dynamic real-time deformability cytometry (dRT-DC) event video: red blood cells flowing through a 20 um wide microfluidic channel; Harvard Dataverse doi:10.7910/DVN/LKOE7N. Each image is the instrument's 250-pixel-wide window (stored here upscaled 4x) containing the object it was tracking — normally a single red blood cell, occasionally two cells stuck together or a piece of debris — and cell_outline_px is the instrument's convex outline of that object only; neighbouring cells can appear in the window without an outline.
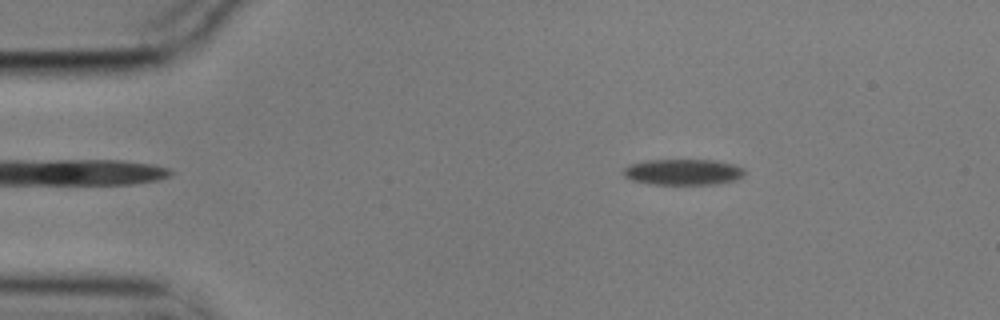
{"species": "common noctule bat (a hibernating species)", "species_latin": "Nyctalus noctula", "temperature_condition": "cold", "stored_images_in_passage": 58, "camera_frame_rate_fps": 3000, "um_per_image_px": 0.085, "animal": {"sex": "male", "body_mass_g": 17.9}, "frame": {"image": 1, "passage_image": 8, "time_ms": 2.333, "image_size_px": [1000, 320], "cell_outline_px": [[744, 176], [732, 180], [716, 184], [652, 184], [632, 180], [624, 176], [624, 168], [628, 164], [648, 160], [716, 160], [736, 164], [744, 168]], "centroid_in_image_um": [58.08, 14.61], "position_along_channel_um": 26.9, "area_um2": 18.32}}
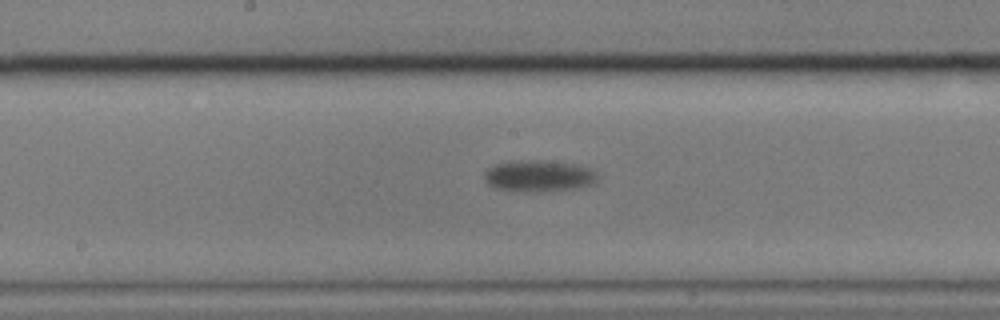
{"frame": {"image": 2, "passage_image": 29, "time_ms": 9.333, "image_size_px": [1000, 320], "cell_outline_px": [[600, 176], [596, 184], [580, 188], [536, 192], [496, 188], [488, 184], [484, 180], [484, 172], [488, 168], [496, 164], [512, 160], [544, 160], [576, 164], [592, 168]], "centroid_in_image_um": [45.87, 14.94], "position_along_channel_um": 202.3, "area_um2": 21.21}}
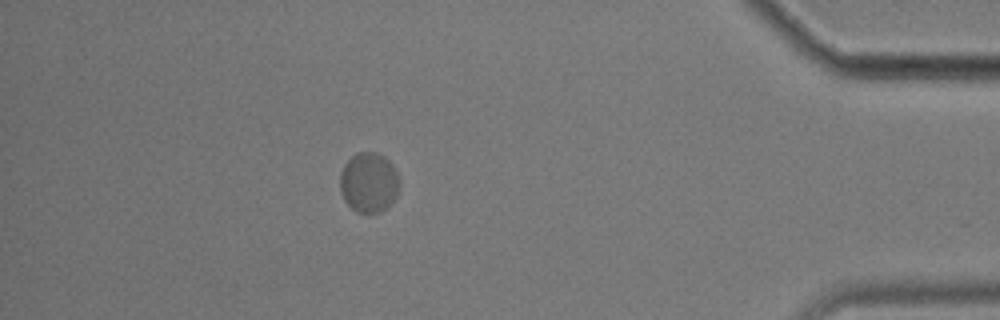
{"frame": {"image": 3, "passage_image": 51, "time_ms": 16.667, "image_size_px": [1000, 320], "cell_outline_px": [[400, 188], [396, 196], [380, 212], [356, 212], [344, 200], [340, 192], [340, 172], [344, 164], [356, 152], [376, 152], [384, 156], [392, 164], [400, 176]], "centroid_in_image_um": [31.35, 15.48], "position_along_channel_um": 403.8, "area_um2": 20.92}}